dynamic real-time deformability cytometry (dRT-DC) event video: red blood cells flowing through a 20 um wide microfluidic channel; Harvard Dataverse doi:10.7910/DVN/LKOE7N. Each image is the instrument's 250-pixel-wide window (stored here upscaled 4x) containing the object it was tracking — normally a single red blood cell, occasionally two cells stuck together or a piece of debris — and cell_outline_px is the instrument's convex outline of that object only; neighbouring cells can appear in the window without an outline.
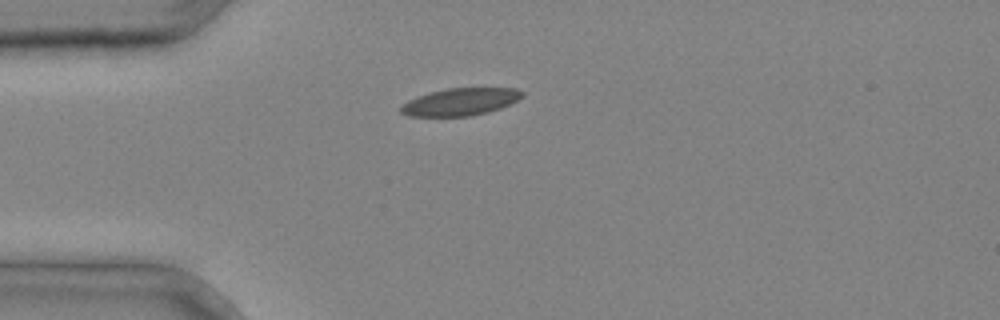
{"species": "common noctule bat (a hibernating species)", "species_latin": "Nyctalus noctula", "temperature_condition": "cold", "stored_images_in_passage": 3, "camera_frame_rate_fps": 3000, "um_per_image_px": 0.085, "animal": {"sex": "male", "body_mass_g": 20.4}, "frame": {"image": 1, "passage_image": 3, "time_ms": 0.667, "image_size_px": [1000, 320], "cell_outline_px": [[524, 96], [500, 108], [488, 112], [472, 116], [408, 116], [400, 112], [400, 108], [408, 100], [428, 92], [448, 88], [516, 88], [524, 92]], "centroid_in_image_um": [39.13, 8.65], "position_along_channel_um": 45.9, "area_um2": 19.31}}